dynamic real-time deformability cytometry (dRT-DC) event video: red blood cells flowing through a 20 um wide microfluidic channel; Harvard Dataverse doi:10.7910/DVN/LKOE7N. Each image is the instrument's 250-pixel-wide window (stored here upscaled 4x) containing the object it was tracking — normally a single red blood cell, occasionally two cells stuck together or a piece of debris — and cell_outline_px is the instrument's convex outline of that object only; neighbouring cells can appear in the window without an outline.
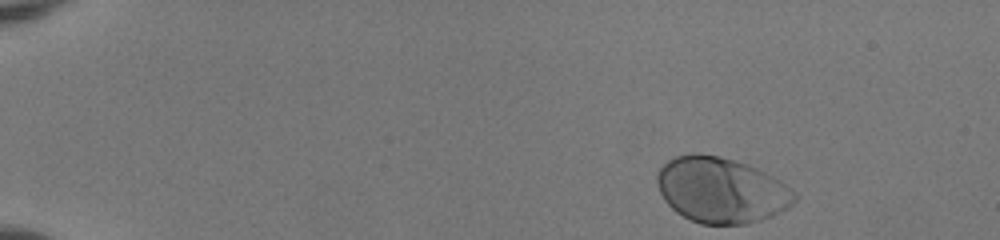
{"species": "human", "species_latin": "Homo sapiens", "temperature_condition": "room temperature", "stored_images_in_passage": 47, "camera_frame_rate_fps": 3000, "um_per_image_px": 0.085, "donor": {"sex": "female"}, "frame": {"image": 1, "passage_image": 1, "time_ms": 0.0, "image_size_px": [1000, 240], "cell_outline_px": [[796, 200], [788, 208], [760, 220], [744, 224], [700, 224], [676, 212], [664, 200], [660, 192], [656, 180], [656, 172], [668, 160], [676, 156], [692, 152], [720, 156], [748, 164], [780, 180], [796, 192]], "centroid_in_image_um": [61.29, 16.14], "position_along_channel_um": 23.7, "area_um2": 52.54}}
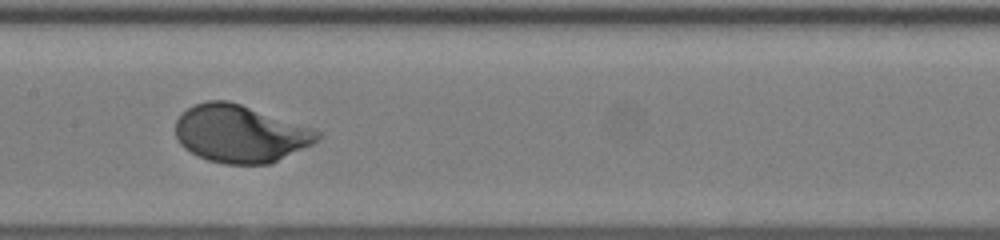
{"frame": {"image": 2, "passage_image": 23, "time_ms": 7.333, "image_size_px": [1000, 240], "cell_outline_px": [[324, 132], [320, 140], [272, 164], [224, 164], [208, 160], [184, 148], [180, 144], [176, 136], [176, 120], [188, 108], [196, 104], [208, 100], [228, 100], [316, 128]], "centroid_in_image_um": [20.49, 11.37], "position_along_channel_um": 186.9, "area_um2": 47.92}}
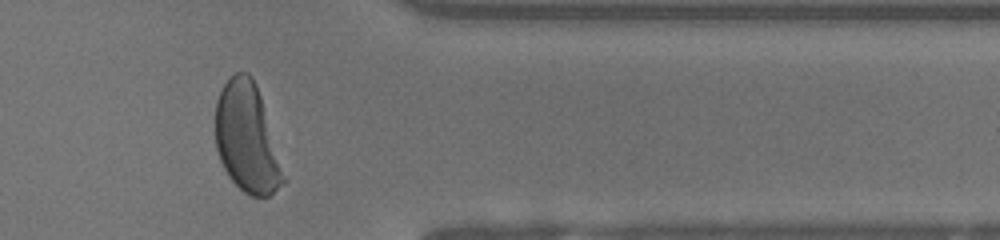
{"frame": {"image": 3, "passage_image": 39, "time_ms": 12.667, "image_size_px": [1000, 240], "cell_outline_px": [[288, 180], [268, 196], [252, 196], [244, 192], [228, 176], [220, 160], [216, 148], [216, 100], [224, 84], [236, 72], [248, 72], [252, 76], [256, 84]], "centroid_in_image_um": [21.01, 11.76], "position_along_channel_um": 390.4, "area_um2": 43.18}, "authors_computed_cell_mechanics": {"area_um2": 48.1474, "velocity_mm_per_s": 3.9358, "shape_relaxation_time_tau1_ms": 2.1142, "shape_relaxation_time_tau2_ms": null, "deformation_change_tau1": 0.1463, "deformation_change_tau2": null}}